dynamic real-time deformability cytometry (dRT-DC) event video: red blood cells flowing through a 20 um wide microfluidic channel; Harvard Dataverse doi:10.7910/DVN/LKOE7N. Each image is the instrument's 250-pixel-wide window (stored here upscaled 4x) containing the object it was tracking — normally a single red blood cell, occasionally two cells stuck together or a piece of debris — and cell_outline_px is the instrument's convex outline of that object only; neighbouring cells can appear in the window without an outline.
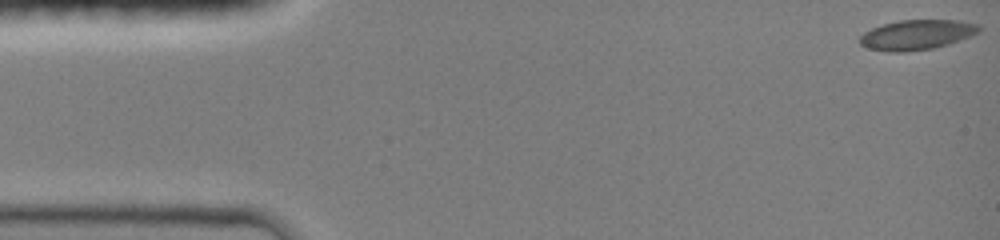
{"species": "common noctule bat (a hibernating species)", "species_latin": "Nyctalus noctula", "temperature_condition": "room temperature", "stored_images_in_passage": 27, "camera_frame_rate_fps": 3000, "um_per_image_px": 0.085, "animal": {"sex": "female", "body_mass_g": 19.0, "forearm_length_mm": 51.5}, "frame": {"image": 1, "passage_image": 1, "time_ms": 0.0, "image_size_px": [1000, 240], "cell_outline_px": [[980, 32], [948, 44], [932, 48], [904, 52], [888, 52], [868, 48], [860, 44], [860, 36], [864, 32], [872, 28], [884, 24], [900, 20], [956, 20], [980, 24]], "centroid_in_image_um": [77.92, 2.95], "position_along_channel_um": 7.1, "area_um2": 20.69}}
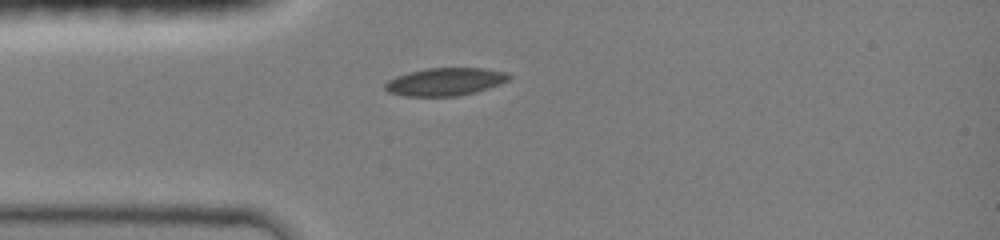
{"frame": {"image": 2, "passage_image": 18, "time_ms": 3.667, "image_size_px": [1000, 240], "cell_outline_px": [[512, 76], [508, 80], [500, 84], [476, 92], [456, 96], [404, 96], [388, 92], [384, 88], [384, 84], [388, 80], [396, 76], [408, 72], [424, 68], [484, 68], [508, 72]], "centroid_in_image_um": [37.84, 6.94], "position_along_channel_um": 47.2, "area_um2": 20.23}}
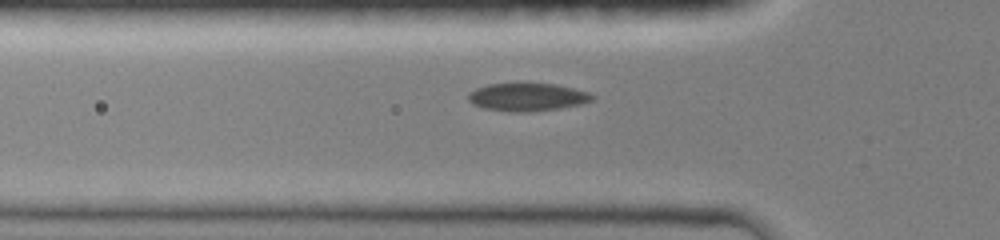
{"frame": {"image": 3, "passage_image": 23, "time_ms": 4.667, "image_size_px": [1000, 240], "cell_outline_px": [[596, 96], [592, 100], [580, 104], [560, 108], [528, 112], [512, 112], [484, 108], [472, 104], [468, 100], [468, 92], [476, 88], [488, 84], [556, 84], [588, 92]], "centroid_in_image_um": [44.8, 8.26], "position_along_channel_um": 81.0, "area_um2": 20.06}}